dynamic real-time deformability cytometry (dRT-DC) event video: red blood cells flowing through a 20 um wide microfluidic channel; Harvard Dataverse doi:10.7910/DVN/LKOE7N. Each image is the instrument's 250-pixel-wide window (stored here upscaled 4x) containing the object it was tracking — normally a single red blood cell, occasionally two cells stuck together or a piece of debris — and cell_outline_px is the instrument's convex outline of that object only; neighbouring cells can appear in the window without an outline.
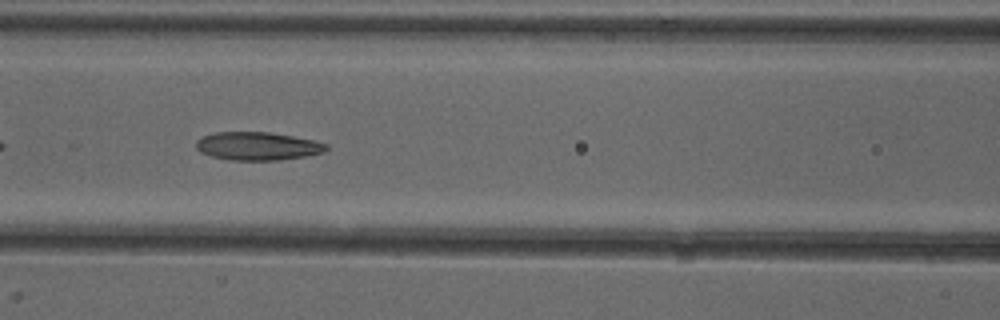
{"species": "common noctule bat (a hibernating species)", "species_latin": "Nyctalus noctula", "temperature_condition": "cold", "stored_images_in_passage": 37, "camera_frame_rate_fps": 3000, "um_per_image_px": 0.085, "animal": {"sex": "female"}, "frame": {"image": 1, "passage_image": 8, "time_ms": 2.333, "image_size_px": [1000, 320], "cell_outline_px": [[328, 148], [324, 152], [304, 156], [280, 160], [228, 160], [212, 156], [200, 152], [196, 148], [196, 140], [204, 136], [216, 132], [268, 132], [292, 136], [312, 140], [328, 144]], "centroid_in_image_um": [21.88, 12.42], "position_along_channel_um": 144.7, "area_um2": 21.27}}
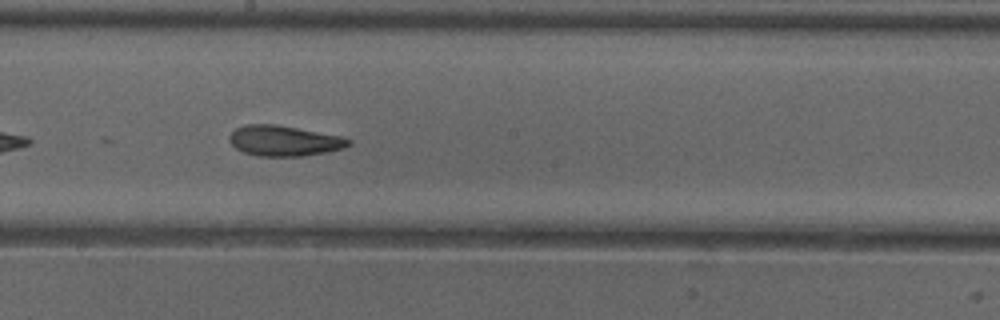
{"frame": {"image": 2, "passage_image": 14, "time_ms": 4.333, "image_size_px": [1000, 320], "cell_outline_px": [[352, 144], [344, 148], [328, 152], [304, 156], [260, 156], [244, 152], [236, 148], [228, 140], [228, 136], [236, 128], [244, 124], [276, 124], [344, 136], [352, 140]], "centroid_in_image_um": [24.19, 11.96], "position_along_channel_um": 224.0, "area_um2": 21.44}}
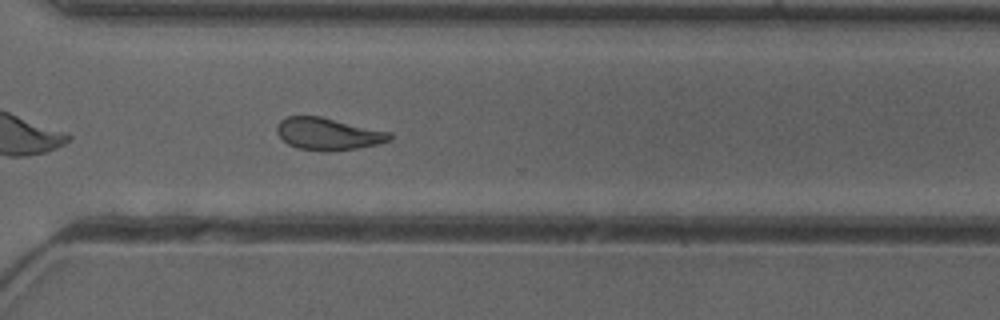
{"frame": {"image": 3, "passage_image": 23, "time_ms": 7.333, "image_size_px": [1000, 320], "cell_outline_px": [[392, 140], [376, 144], [356, 148], [328, 152], [320, 152], [296, 148], [288, 144], [276, 132], [276, 128], [280, 120], [288, 116], [320, 116], [392, 132]], "centroid_in_image_um": [27.89, 11.39], "position_along_channel_um": 342.7, "area_um2": 21.33}, "authors_computed_cell_mechanics": {"area_um2": 21.097, "velocity_mm_per_s": 3.9703, "shape_relaxation_time_tau1_ms": null, "shape_relaxation_time_tau2_ms": 1.9325, "deformation_change_tau1": null, "deformation_change_tau2": 0.0818}}